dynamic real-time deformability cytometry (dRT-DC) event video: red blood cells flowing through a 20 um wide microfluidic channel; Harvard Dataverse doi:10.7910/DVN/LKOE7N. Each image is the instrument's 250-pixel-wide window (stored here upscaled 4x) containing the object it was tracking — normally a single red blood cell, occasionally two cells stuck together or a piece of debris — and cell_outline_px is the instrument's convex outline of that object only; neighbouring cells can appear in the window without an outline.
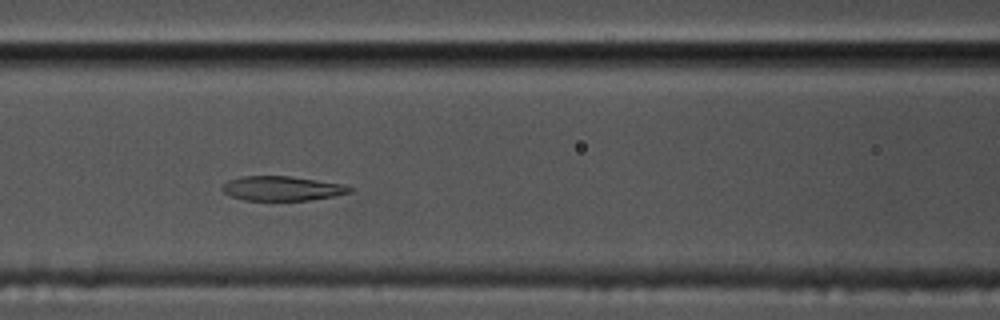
{"species": "common noctule bat (a hibernating species)", "species_latin": "Nyctalus noctula", "temperature_condition": "cold", "stored_images_in_passage": 54, "camera_frame_rate_fps": 3000, "um_per_image_px": 0.085, "animal": {"sex": "male", "body_mass_g": 17.5, "forearm_length_mm": 52.3}, "frame": {"image": 1, "passage_image": 20, "time_ms": 6.333, "image_size_px": [1000, 320], "cell_outline_px": [[352, 192], [332, 196], [308, 200], [244, 200], [232, 196], [224, 192], [220, 188], [228, 180], [240, 176], [292, 176], [344, 184], [352, 188]], "centroid_in_image_um": [23.96, 16.0], "position_along_channel_um": 142.6, "area_um2": 18.15}}
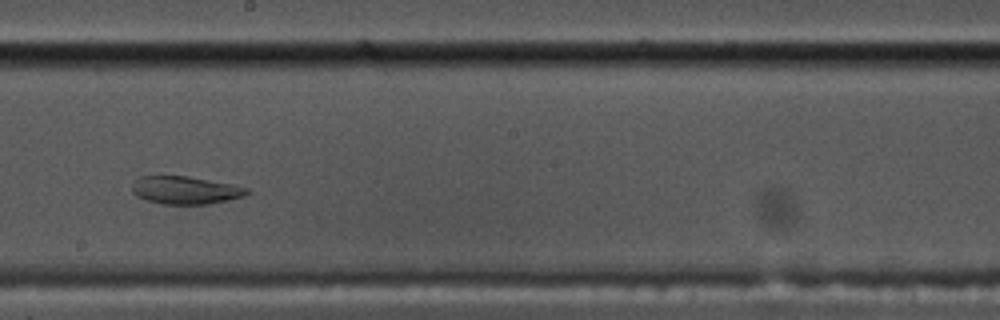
{"frame": {"image": 2, "passage_image": 28, "time_ms": 9.0, "image_size_px": [1000, 320], "cell_outline_px": [[248, 192], [244, 196], [228, 200], [208, 204], [164, 204], [148, 200], [136, 196], [132, 192], [132, 180], [140, 176], [188, 176], [232, 184], [248, 188]], "centroid_in_image_um": [15.72, 16.16], "position_along_channel_um": 232.5, "area_um2": 18.61}}
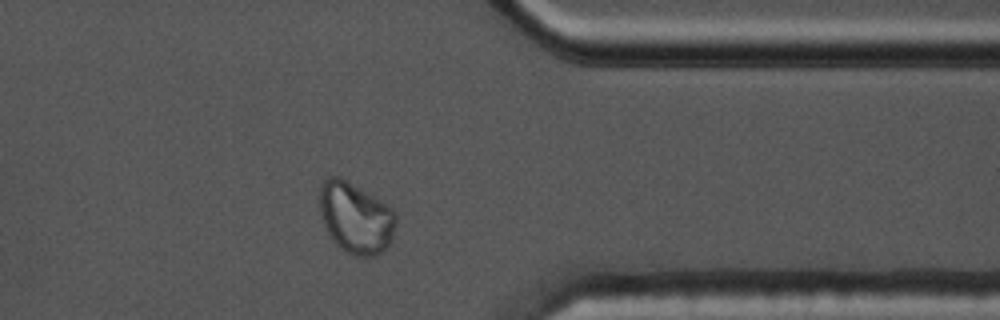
{"frame": {"image": 3, "passage_image": 42, "time_ms": 13.667, "image_size_px": [1000, 320], "cell_outline_px": [[396, 220], [392, 236], [388, 244], [376, 256], [356, 256], [340, 248], [336, 244], [324, 228], [320, 212], [320, 184], [324, 180], [332, 176], [340, 176], [380, 200], [392, 208], [396, 212]], "centroid_in_image_um": [30.21, 18.5], "position_along_channel_um": 381.2, "area_um2": 31.44}}